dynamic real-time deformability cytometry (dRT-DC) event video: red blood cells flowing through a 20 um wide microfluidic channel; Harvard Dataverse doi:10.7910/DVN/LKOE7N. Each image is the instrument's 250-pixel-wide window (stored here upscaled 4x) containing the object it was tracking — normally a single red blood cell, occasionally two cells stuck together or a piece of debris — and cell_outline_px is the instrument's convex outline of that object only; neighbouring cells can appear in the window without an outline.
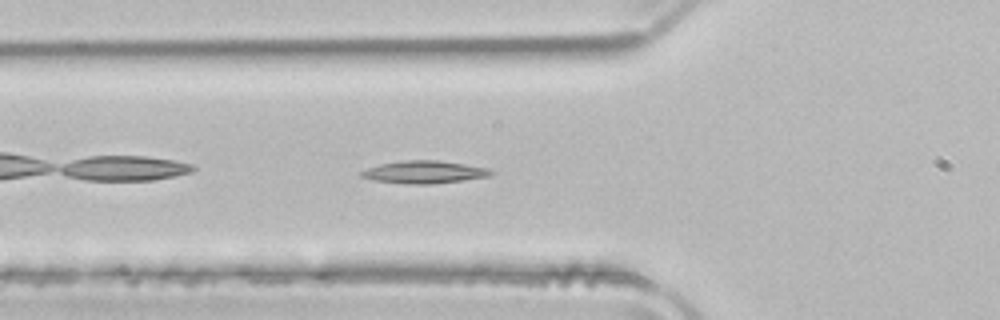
{"species": "common noctule bat (a hibernating species)", "species_latin": "Nyctalus noctula", "temperature_condition": "room temperature", "stored_images_in_passage": 38, "camera_frame_rate_fps": 3000, "um_per_image_px": 0.085, "animal": {"sex": "male", "body_mass_g": 21.5, "forearm_length_mm": 52.0}, "frame": {"image": 1, "passage_image": 4, "time_ms": 1.0, "image_size_px": [1000, 320], "cell_outline_px": [[496, 172], [492, 176], [428, 184], [408, 184], [372, 180], [360, 176], [360, 172], [368, 168], [380, 164], [404, 160], [436, 160], [464, 164], [488, 168]], "centroid_in_image_um": [36.07, 14.62], "position_along_channel_um": 89.7, "area_um2": 16.94}}
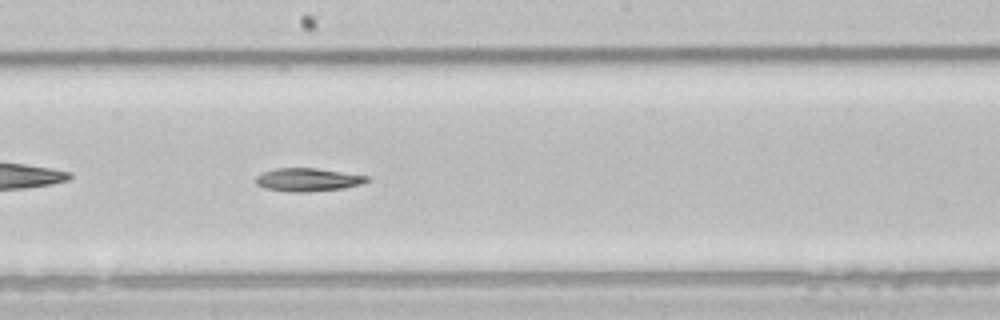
{"frame": {"image": 2, "passage_image": 14, "time_ms": 4.333, "image_size_px": [1000, 320], "cell_outline_px": [[372, 180], [360, 184], [344, 188], [308, 192], [288, 192], [264, 188], [256, 184], [256, 176], [264, 172], [276, 168], [316, 168], [368, 176]], "centroid_in_image_um": [26.17, 15.28], "position_along_channel_um": 222.0, "area_um2": 15.03}}
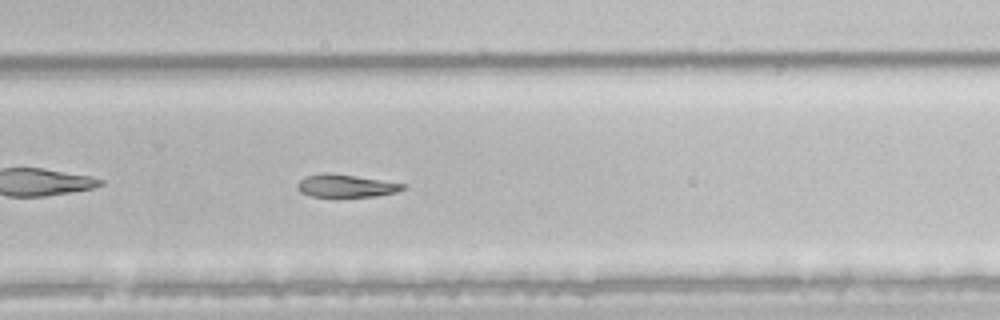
{"frame": {"image": 3, "passage_image": 20, "time_ms": 6.333, "image_size_px": [1000, 320], "cell_outline_px": [[408, 188], [396, 192], [376, 196], [312, 196], [300, 192], [296, 188], [296, 184], [304, 176], [324, 172], [328, 172], [356, 176], [408, 184]], "centroid_in_image_um": [29.41, 15.78], "position_along_channel_um": 300.4, "area_um2": 14.1}}